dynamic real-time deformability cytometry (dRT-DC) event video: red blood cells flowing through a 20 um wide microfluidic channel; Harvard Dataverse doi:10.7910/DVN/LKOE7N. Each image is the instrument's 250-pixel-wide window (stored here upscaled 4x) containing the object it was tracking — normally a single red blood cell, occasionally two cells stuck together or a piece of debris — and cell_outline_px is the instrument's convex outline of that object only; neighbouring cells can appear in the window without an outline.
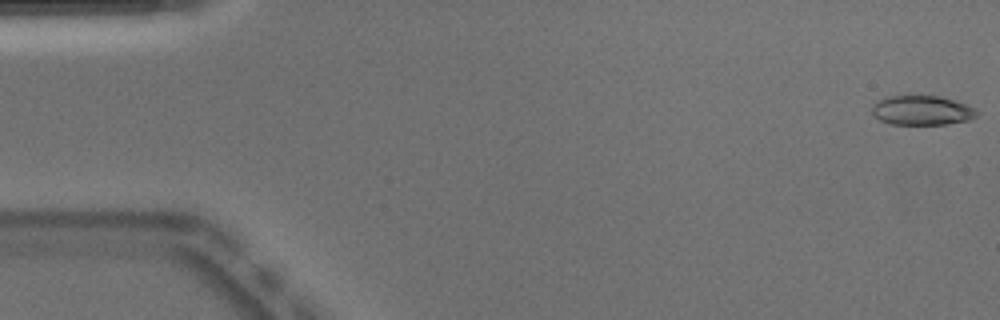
{"species": "Egyptian fruit bat (a non-hibernating species)", "species_latin": "Rousettus aegyptiacus", "temperature_condition": "warm", "stored_images_in_passage": 51, "camera_frame_rate_fps": 3000, "um_per_image_px": 0.085, "animal": {"sex": "male"}, "frame": {"image": 1, "passage_image": 1, "time_ms": 0.0, "image_size_px": [1000, 320], "cell_outline_px": [[980, 112], [976, 116], [968, 120], [948, 124], [892, 124], [880, 120], [872, 116], [872, 104], [884, 96], [940, 96], [956, 100], [976, 108]], "centroid_in_image_um": [78.36, 9.37], "position_along_channel_um": 6.6, "area_um2": 18.26}}
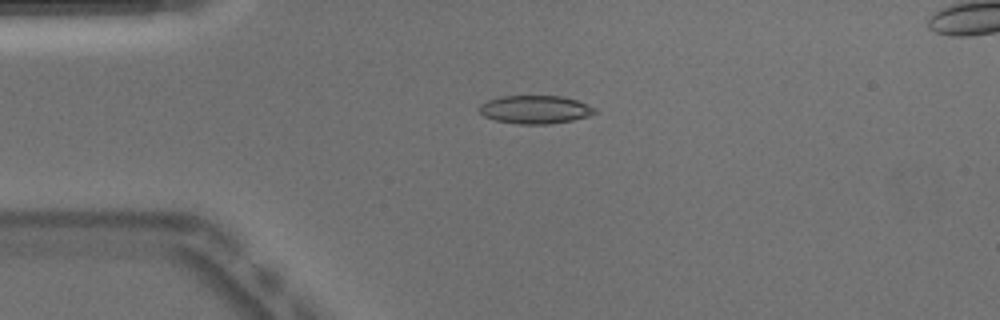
{"frame": {"image": 2, "passage_image": 12, "time_ms": 3.667, "image_size_px": [1000, 320], "cell_outline_px": [[596, 112], [588, 116], [572, 120], [548, 124], [520, 124], [496, 120], [484, 116], [480, 112], [480, 104], [488, 100], [500, 96], [564, 96], [588, 104], [596, 108]], "centroid_in_image_um": [45.5, 9.3], "position_along_channel_um": 39.5, "area_um2": 18.9}}
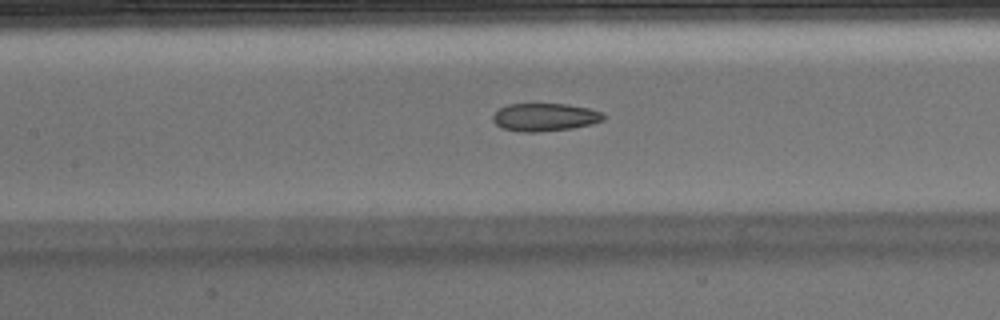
{"frame": {"image": 3, "passage_image": 23, "time_ms": 7.333, "image_size_px": [1000, 320], "cell_outline_px": [[604, 120], [592, 124], [572, 128], [540, 132], [520, 132], [500, 128], [492, 120], [492, 116], [500, 108], [508, 104], [568, 104], [588, 108], [604, 112]], "centroid_in_image_um": [46.31, 9.96], "position_along_channel_um": 161.1, "area_um2": 18.15}, "authors_computed_cell_mechanics": {"area_um2": 18.9006, "velocity_mm_per_s": 3.9451, "shape_relaxation_time_tau1_ms": null, "shape_relaxation_time_tau2_ms": 2.9446, "deformation_change_tau1": null, "deformation_change_tau2": 0.1023}}